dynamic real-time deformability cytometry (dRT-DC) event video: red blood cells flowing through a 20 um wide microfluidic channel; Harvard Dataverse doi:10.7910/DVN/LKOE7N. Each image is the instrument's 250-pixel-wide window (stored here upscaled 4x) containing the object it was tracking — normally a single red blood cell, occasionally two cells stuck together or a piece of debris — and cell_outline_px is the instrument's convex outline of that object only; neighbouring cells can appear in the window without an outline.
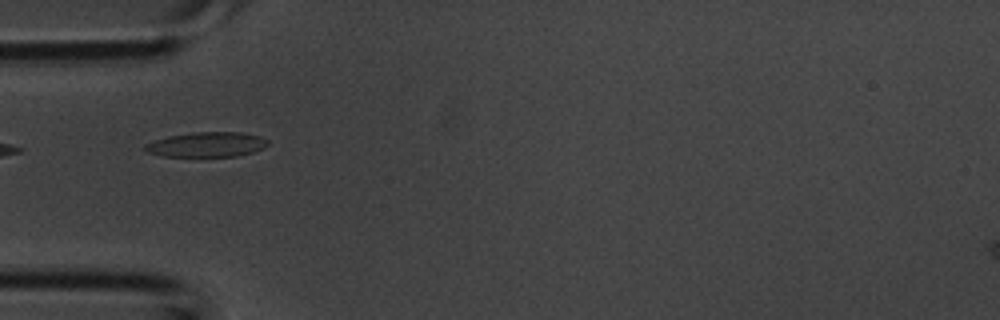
{"species": "common noctule bat (a hibernating species)", "species_latin": "Nyctalus noctula", "temperature_condition": "room temperature", "stored_images_in_passage": 2, "camera_frame_rate_fps": 3000, "um_per_image_px": 0.085, "animal": {"sex": "male", "body_mass_g": 20.1, "forearm_length_mm": 53.5}, "frame": {"image": 1, "passage_image": 1, "time_ms": 0.0, "image_size_px": [1000, 320], "cell_outline_px": [[268, 144], [264, 148], [252, 152], [236, 156], [160, 156], [148, 152], [144, 148], [144, 144], [168, 136], [196, 132], [240, 132], [260, 136], [268, 140]], "centroid_in_image_um": [17.58, 12.28], "position_along_channel_um": 67.4, "area_um2": 17.69}}
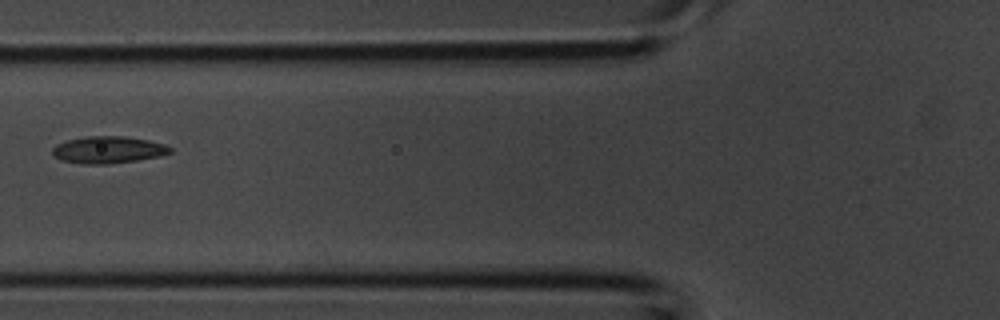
{"frame": {"image": 2, "passage_image": 2, "time_ms": 0.333, "image_size_px": [1000, 320], "cell_outline_px": [[172, 152], [160, 156], [136, 160], [108, 164], [84, 164], [60, 160], [52, 156], [52, 148], [56, 144], [68, 140], [84, 136], [124, 136], [148, 140], [164, 144], [172, 148]], "centroid_in_image_um": [9.16, 12.73], "position_along_channel_um": 116.6, "area_um2": 18.61}}